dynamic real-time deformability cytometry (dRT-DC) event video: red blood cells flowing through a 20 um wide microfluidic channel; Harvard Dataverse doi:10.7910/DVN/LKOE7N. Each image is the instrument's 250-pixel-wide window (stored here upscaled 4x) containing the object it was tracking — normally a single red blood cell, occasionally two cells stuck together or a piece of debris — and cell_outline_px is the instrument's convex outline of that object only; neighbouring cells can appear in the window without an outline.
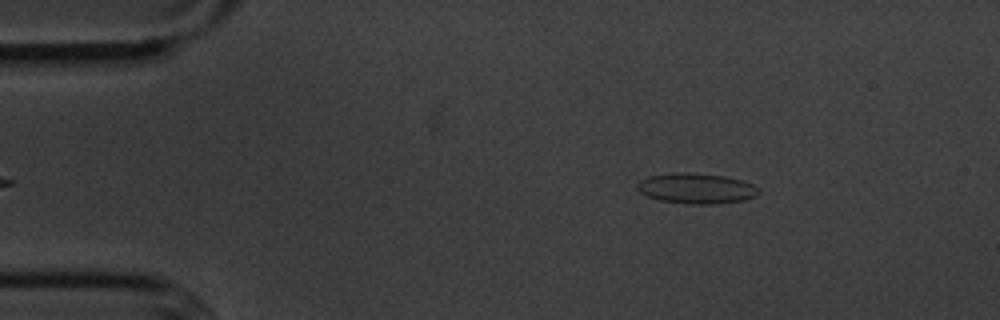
{"species": "common noctule bat (a hibernating species)", "species_latin": "Nyctalus noctula", "temperature_condition": "cold", "stored_images_in_passage": 50, "camera_frame_rate_fps": 3000, "um_per_image_px": 0.085, "animal": {"sex": "male", "body_mass_g": 20.1, "forearm_length_mm": 53.5}, "frame": {"image": 1, "passage_image": 3, "time_ms": 0.667, "image_size_px": [1000, 320], "cell_outline_px": [[760, 192], [756, 196], [744, 200], [712, 204], [692, 204], [660, 200], [648, 196], [640, 192], [636, 188], [636, 184], [640, 180], [648, 176], [676, 172], [688, 172], [724, 176], [740, 180], [752, 184], [760, 188]], "centroid_in_image_um": [59.18, 16.01], "position_along_channel_um": 25.8, "area_um2": 21.5}}
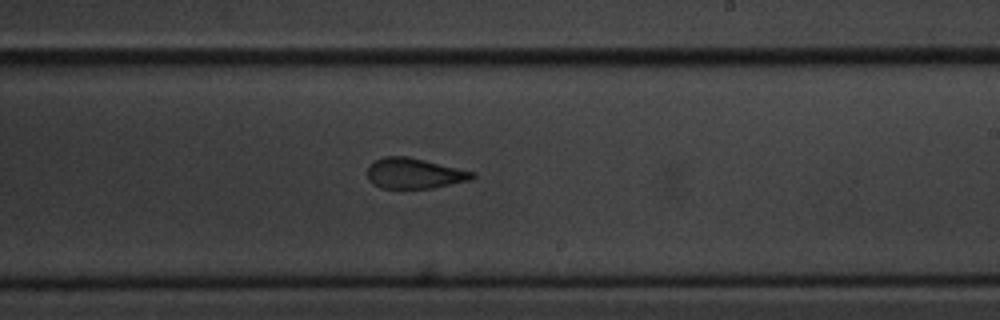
{"frame": {"image": 2, "passage_image": 27, "time_ms": 8.667, "image_size_px": [1000, 320], "cell_outline_px": [[476, 176], [472, 180], [432, 188], [380, 188], [372, 184], [368, 180], [368, 164], [372, 160], [384, 156], [408, 156], [476, 172]], "centroid_in_image_um": [35.2, 14.73], "position_along_channel_um": 253.8, "area_um2": 18.96}}
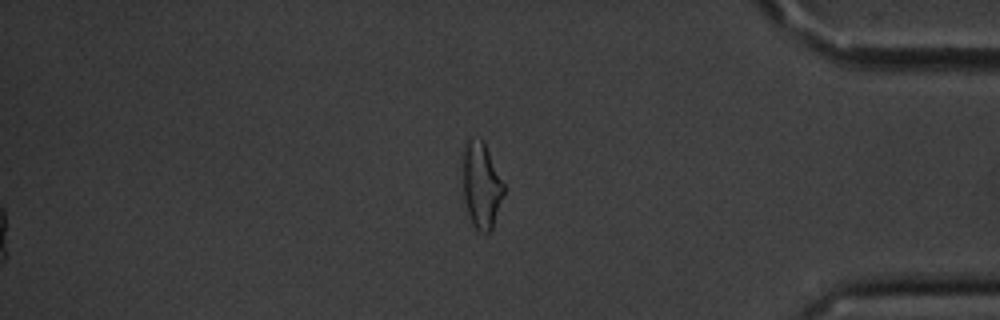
{"frame": {"image": 3, "passage_image": 41, "time_ms": 13.333, "image_size_px": [1000, 320], "cell_outline_px": [[504, 192], [492, 228], [488, 232], [480, 232], [472, 224], [464, 204], [460, 152], [464, 140], [480, 140], [484, 144], [504, 184]], "centroid_in_image_um": [40.83, 15.73], "position_along_channel_um": 394.4, "area_um2": 20.75}, "authors_computed_cell_mechanics": {"area_um2": 20.2589, "velocity_mm_per_s": 3.6024, "shape_relaxation_time_tau1_ms": 4.1951, "shape_relaxation_time_tau2_ms": 1.869, "deformation_change_tau1": 0.1203, "deformation_change_tau2": 0.1027}}